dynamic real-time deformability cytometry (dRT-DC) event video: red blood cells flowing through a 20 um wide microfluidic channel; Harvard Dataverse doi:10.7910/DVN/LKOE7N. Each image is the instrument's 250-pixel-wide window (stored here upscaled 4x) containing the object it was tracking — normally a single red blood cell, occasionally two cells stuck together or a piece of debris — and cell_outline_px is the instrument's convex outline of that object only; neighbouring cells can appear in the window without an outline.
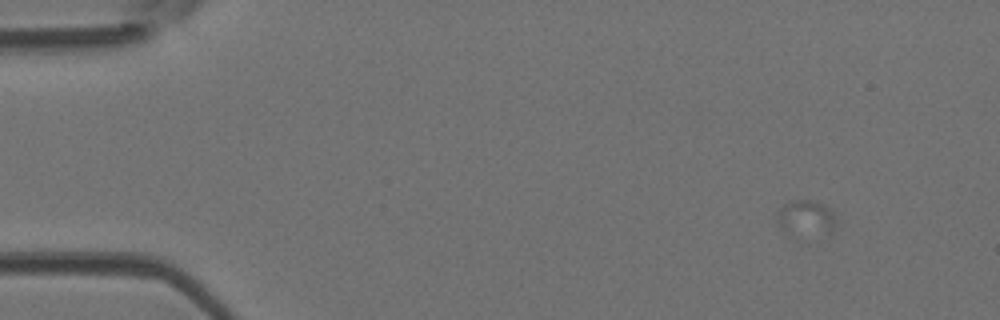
{"species": "Egyptian fruit bat (a non-hibernating species)", "species_latin": "Rousettus aegyptiacus", "temperature_condition": "room temperature", "stored_images_in_passage": 15, "camera_frame_rate_fps": 3000, "um_per_image_px": 0.085, "animal": {"sex": "female"}, "frame": {"image": 1, "passage_image": 1, "time_ms": 0.0, "image_size_px": [1000, 320], "cell_outline_px": [[832, 236], [780, 228], [776, 224], [776, 212], [784, 204], [792, 200], [808, 200], [820, 204], [832, 212]], "centroid_in_image_um": [68.44, 18.48], "position_along_channel_um": 16.6, "area_um2": 11.33}}